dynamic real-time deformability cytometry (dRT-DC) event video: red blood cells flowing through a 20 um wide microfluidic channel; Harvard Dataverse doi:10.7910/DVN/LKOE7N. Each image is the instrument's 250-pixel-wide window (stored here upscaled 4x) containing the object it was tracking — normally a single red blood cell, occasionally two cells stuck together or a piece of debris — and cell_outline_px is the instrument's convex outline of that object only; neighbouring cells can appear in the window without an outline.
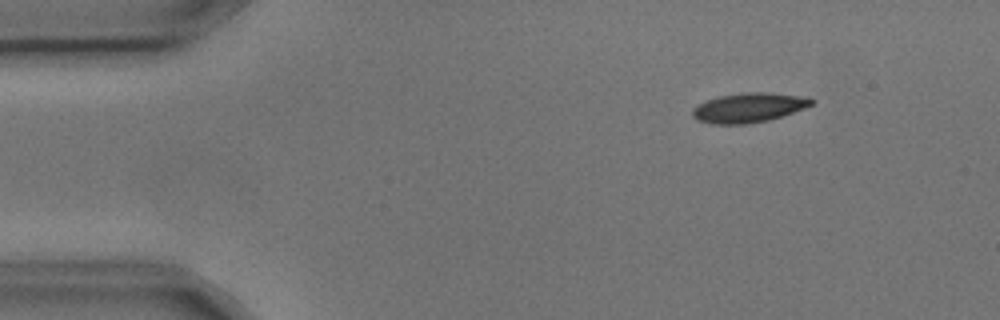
{"species": "common noctule bat (a hibernating species)", "species_latin": "Nyctalus noctula", "temperature_condition": "cold", "stored_images_in_passage": 5, "camera_frame_rate_fps": 3000, "um_per_image_px": 0.085, "animal": {"sex": "male", "body_mass_g": 17.9, "forearm_length_mm": 54.2}, "frame": {"image": 1, "passage_image": 1, "time_ms": 0.0, "image_size_px": [1000, 320], "cell_outline_px": [[816, 100], [812, 104], [804, 108], [768, 120], [744, 124], [712, 124], [696, 120], [692, 116], [692, 108], [696, 104], [720, 96], [748, 92], [768, 92], [808, 96]], "centroid_in_image_um": [63.64, 9.14], "position_along_channel_um": 21.4, "area_um2": 20.52}}
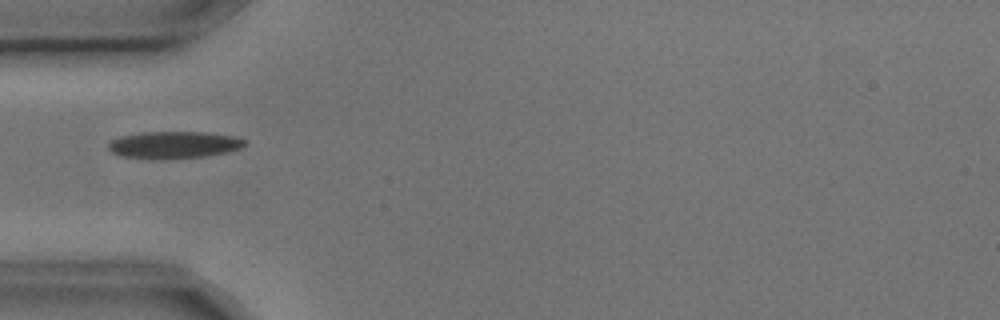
{"frame": {"image": 2, "passage_image": 4, "time_ms": 1.0, "image_size_px": [1000, 320], "cell_outline_px": [[248, 140], [240, 148], [228, 152], [204, 156], [164, 160], [160, 160], [120, 156], [112, 152], [108, 148], [108, 144], [112, 140], [120, 136], [140, 132], [204, 132], [236, 136]], "centroid_in_image_um": [14.78, 12.32], "position_along_channel_um": 70.2, "area_um2": 21.79}}